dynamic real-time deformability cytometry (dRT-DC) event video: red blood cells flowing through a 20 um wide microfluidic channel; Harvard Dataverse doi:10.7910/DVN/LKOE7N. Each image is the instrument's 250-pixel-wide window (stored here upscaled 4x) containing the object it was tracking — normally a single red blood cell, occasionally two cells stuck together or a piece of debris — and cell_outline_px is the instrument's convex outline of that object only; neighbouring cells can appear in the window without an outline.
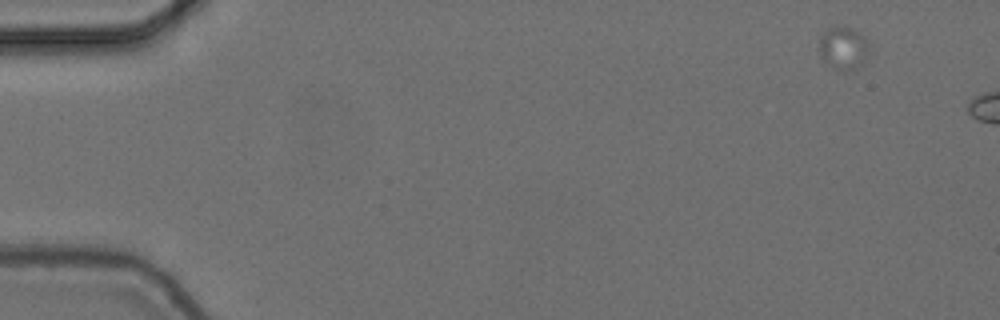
{"species": "common noctule bat (a hibernating species)", "species_latin": "Nyctalus noctula", "temperature_condition": "cold", "stored_images_in_passage": 6, "camera_frame_rate_fps": 3000, "um_per_image_px": 0.085, "animal": {"sex": "female", "body_mass_g": 24.6, "forearm_length_mm": 56.2}, "frame": {"image": 1, "passage_image": 1, "time_ms": 0.0, "image_size_px": [1000, 320], "cell_outline_px": [[868, 44], [864, 60], [860, 68], [844, 72], [832, 68], [820, 56], [816, 48], [820, 36], [828, 28], [852, 28], [864, 36], [868, 40]], "centroid_in_image_um": [71.63, 4.13], "position_along_channel_um": 13.4, "area_um2": 12.6}}